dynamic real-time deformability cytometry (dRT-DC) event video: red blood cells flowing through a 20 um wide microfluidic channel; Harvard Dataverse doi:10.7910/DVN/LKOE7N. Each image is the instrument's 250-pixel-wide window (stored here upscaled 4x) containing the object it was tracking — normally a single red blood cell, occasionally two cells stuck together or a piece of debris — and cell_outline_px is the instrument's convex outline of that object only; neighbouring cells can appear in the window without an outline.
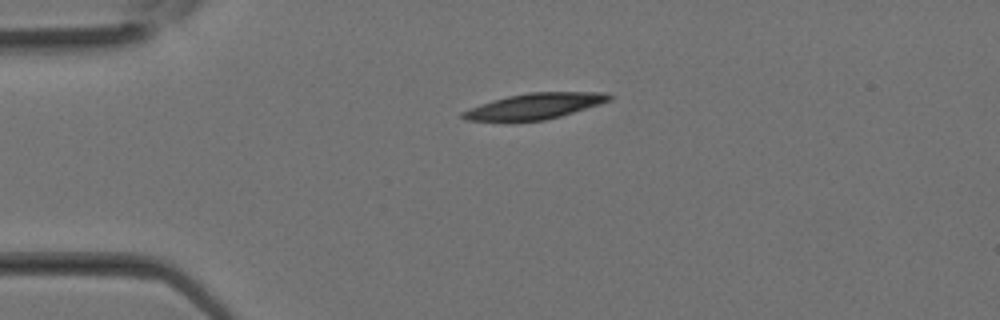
{"species": "Egyptian fruit bat (a non-hibernating species)", "species_latin": "Rousettus aegyptiacus", "temperature_condition": "room temperature", "stored_images_in_passage": 5, "camera_frame_rate_fps": 3000, "um_per_image_px": 0.085, "animal": {"sex": "female"}, "frame": {"image": 1, "passage_image": 1, "time_ms": 0.0, "image_size_px": [1000, 320], "cell_outline_px": [[612, 100], [600, 104], [560, 116], [544, 120], [504, 124], [464, 120], [460, 116], [460, 112], [480, 104], [492, 100], [508, 96], [528, 92], [608, 92], [612, 96]], "centroid_in_image_um": [45.34, 9.07], "position_along_channel_um": 39.7, "area_um2": 22.95}}
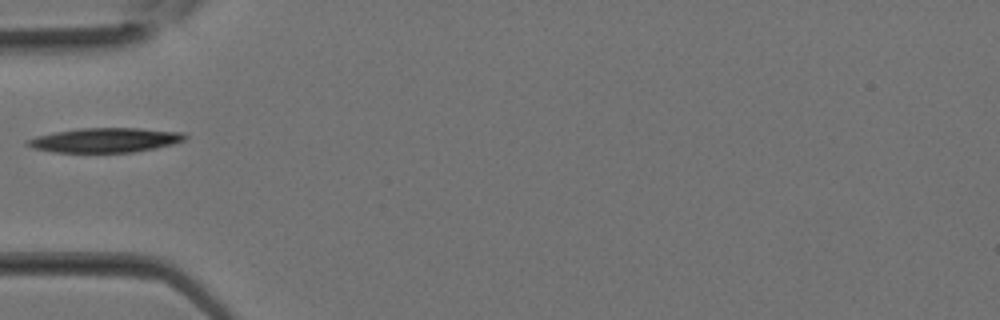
{"frame": {"image": 2, "passage_image": 4, "time_ms": 1.0, "image_size_px": [1000, 320], "cell_outline_px": [[188, 136], [184, 140], [176, 144], [156, 148], [132, 152], [52, 152], [32, 148], [24, 144], [24, 140], [36, 136], [56, 132], [80, 128], [140, 128], [184, 132]], "centroid_in_image_um": [8.95, 11.91], "position_along_channel_um": 76.1, "area_um2": 22.72}}